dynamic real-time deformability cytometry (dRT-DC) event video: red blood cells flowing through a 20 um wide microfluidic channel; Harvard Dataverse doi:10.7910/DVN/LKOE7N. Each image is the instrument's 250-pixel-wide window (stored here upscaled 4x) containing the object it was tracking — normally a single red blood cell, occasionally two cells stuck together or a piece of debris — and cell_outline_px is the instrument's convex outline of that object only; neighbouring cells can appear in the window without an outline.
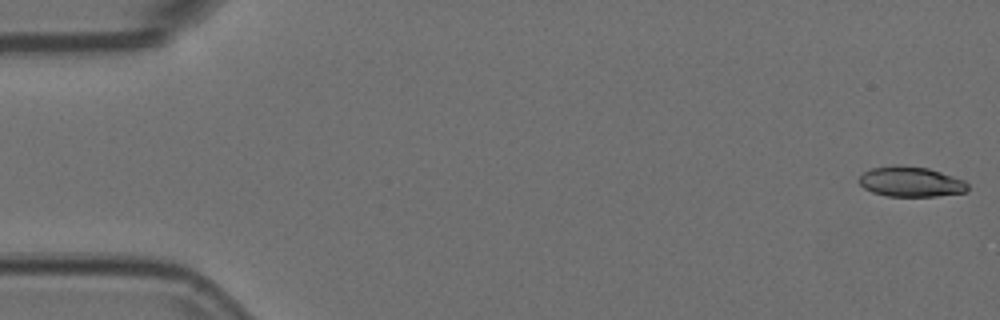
{"species": "Egyptian fruit bat (a non-hibernating species)", "species_latin": "Rousettus aegyptiacus", "temperature_condition": "room temperature", "stored_images_in_passage": 9, "camera_frame_rate_fps": 3000, "um_per_image_px": 0.085, "animal": {"sex": "female"}, "frame": {"image": 1, "passage_image": 1, "time_ms": 0.0, "image_size_px": [1000, 320], "cell_outline_px": [[968, 188], [964, 192], [936, 196], [888, 196], [872, 192], [864, 188], [860, 184], [860, 176], [864, 172], [872, 168], [892, 164], [896, 164], [928, 168], [964, 180], [968, 184]], "centroid_in_image_um": [77.4, 15.43], "position_along_channel_um": 7.6, "area_um2": 19.02}}